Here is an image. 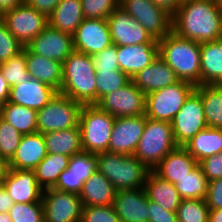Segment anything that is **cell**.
I'll return each instance as SVG.
<instances>
[{
	"instance_id": "cell-1",
	"label": "cell",
	"mask_w": 222,
	"mask_h": 222,
	"mask_svg": "<svg viewBox=\"0 0 222 222\" xmlns=\"http://www.w3.org/2000/svg\"><path fill=\"white\" fill-rule=\"evenodd\" d=\"M172 31L198 43L222 39V9L217 0H184L172 15Z\"/></svg>"
},
{
	"instance_id": "cell-2",
	"label": "cell",
	"mask_w": 222,
	"mask_h": 222,
	"mask_svg": "<svg viewBox=\"0 0 222 222\" xmlns=\"http://www.w3.org/2000/svg\"><path fill=\"white\" fill-rule=\"evenodd\" d=\"M158 56L176 73L180 81L201 85L200 43L171 31L158 40Z\"/></svg>"
},
{
	"instance_id": "cell-3",
	"label": "cell",
	"mask_w": 222,
	"mask_h": 222,
	"mask_svg": "<svg viewBox=\"0 0 222 222\" xmlns=\"http://www.w3.org/2000/svg\"><path fill=\"white\" fill-rule=\"evenodd\" d=\"M59 93L82 105L97 103V74L90 55L74 50L62 63Z\"/></svg>"
},
{
	"instance_id": "cell-4",
	"label": "cell",
	"mask_w": 222,
	"mask_h": 222,
	"mask_svg": "<svg viewBox=\"0 0 222 222\" xmlns=\"http://www.w3.org/2000/svg\"><path fill=\"white\" fill-rule=\"evenodd\" d=\"M97 171L102 173L118 190L139 189L145 186L150 171L134 155L111 152L98 153Z\"/></svg>"
},
{
	"instance_id": "cell-5",
	"label": "cell",
	"mask_w": 222,
	"mask_h": 222,
	"mask_svg": "<svg viewBox=\"0 0 222 222\" xmlns=\"http://www.w3.org/2000/svg\"><path fill=\"white\" fill-rule=\"evenodd\" d=\"M177 147L171 123L146 117L143 134L134 156L149 170H153L168 153Z\"/></svg>"
},
{
	"instance_id": "cell-6",
	"label": "cell",
	"mask_w": 222,
	"mask_h": 222,
	"mask_svg": "<svg viewBox=\"0 0 222 222\" xmlns=\"http://www.w3.org/2000/svg\"><path fill=\"white\" fill-rule=\"evenodd\" d=\"M115 117L101 110L96 104L82 105L79 115L81 145L85 152H108Z\"/></svg>"
},
{
	"instance_id": "cell-7",
	"label": "cell",
	"mask_w": 222,
	"mask_h": 222,
	"mask_svg": "<svg viewBox=\"0 0 222 222\" xmlns=\"http://www.w3.org/2000/svg\"><path fill=\"white\" fill-rule=\"evenodd\" d=\"M194 89L193 84L178 81L145 95V116L152 120L171 123Z\"/></svg>"
},
{
	"instance_id": "cell-8",
	"label": "cell",
	"mask_w": 222,
	"mask_h": 222,
	"mask_svg": "<svg viewBox=\"0 0 222 222\" xmlns=\"http://www.w3.org/2000/svg\"><path fill=\"white\" fill-rule=\"evenodd\" d=\"M82 104L60 93L37 111V132L42 134L77 127Z\"/></svg>"
},
{
	"instance_id": "cell-9",
	"label": "cell",
	"mask_w": 222,
	"mask_h": 222,
	"mask_svg": "<svg viewBox=\"0 0 222 222\" xmlns=\"http://www.w3.org/2000/svg\"><path fill=\"white\" fill-rule=\"evenodd\" d=\"M174 140L177 146L186 145L195 135L207 126L200 93L194 89L183 107L171 121Z\"/></svg>"
},
{
	"instance_id": "cell-10",
	"label": "cell",
	"mask_w": 222,
	"mask_h": 222,
	"mask_svg": "<svg viewBox=\"0 0 222 222\" xmlns=\"http://www.w3.org/2000/svg\"><path fill=\"white\" fill-rule=\"evenodd\" d=\"M120 7L156 40L172 31V15L151 0H120Z\"/></svg>"
},
{
	"instance_id": "cell-11",
	"label": "cell",
	"mask_w": 222,
	"mask_h": 222,
	"mask_svg": "<svg viewBox=\"0 0 222 222\" xmlns=\"http://www.w3.org/2000/svg\"><path fill=\"white\" fill-rule=\"evenodd\" d=\"M8 30L26 46L48 25V17L29 6L25 1L1 15Z\"/></svg>"
},
{
	"instance_id": "cell-12",
	"label": "cell",
	"mask_w": 222,
	"mask_h": 222,
	"mask_svg": "<svg viewBox=\"0 0 222 222\" xmlns=\"http://www.w3.org/2000/svg\"><path fill=\"white\" fill-rule=\"evenodd\" d=\"M44 222H80L82 201L80 196L54 188L42 192Z\"/></svg>"
},
{
	"instance_id": "cell-13",
	"label": "cell",
	"mask_w": 222,
	"mask_h": 222,
	"mask_svg": "<svg viewBox=\"0 0 222 222\" xmlns=\"http://www.w3.org/2000/svg\"><path fill=\"white\" fill-rule=\"evenodd\" d=\"M96 105L115 118L145 115V94L130 80L123 87L103 96Z\"/></svg>"
},
{
	"instance_id": "cell-14",
	"label": "cell",
	"mask_w": 222,
	"mask_h": 222,
	"mask_svg": "<svg viewBox=\"0 0 222 222\" xmlns=\"http://www.w3.org/2000/svg\"><path fill=\"white\" fill-rule=\"evenodd\" d=\"M112 44L116 46L158 42L145 28L120 6L107 18Z\"/></svg>"
},
{
	"instance_id": "cell-15",
	"label": "cell",
	"mask_w": 222,
	"mask_h": 222,
	"mask_svg": "<svg viewBox=\"0 0 222 222\" xmlns=\"http://www.w3.org/2000/svg\"><path fill=\"white\" fill-rule=\"evenodd\" d=\"M146 123L145 115L116 117L109 141L108 152L134 155Z\"/></svg>"
},
{
	"instance_id": "cell-16",
	"label": "cell",
	"mask_w": 222,
	"mask_h": 222,
	"mask_svg": "<svg viewBox=\"0 0 222 222\" xmlns=\"http://www.w3.org/2000/svg\"><path fill=\"white\" fill-rule=\"evenodd\" d=\"M98 159L96 154L82 151L70 157L69 165L58 178L56 190L80 194L83 184L97 172Z\"/></svg>"
},
{
	"instance_id": "cell-17",
	"label": "cell",
	"mask_w": 222,
	"mask_h": 222,
	"mask_svg": "<svg viewBox=\"0 0 222 222\" xmlns=\"http://www.w3.org/2000/svg\"><path fill=\"white\" fill-rule=\"evenodd\" d=\"M112 45L110 28L106 19H86L73 35L74 50L93 55Z\"/></svg>"
},
{
	"instance_id": "cell-18",
	"label": "cell",
	"mask_w": 222,
	"mask_h": 222,
	"mask_svg": "<svg viewBox=\"0 0 222 222\" xmlns=\"http://www.w3.org/2000/svg\"><path fill=\"white\" fill-rule=\"evenodd\" d=\"M26 47L34 54L63 63L74 51L73 36L48 24Z\"/></svg>"
},
{
	"instance_id": "cell-19",
	"label": "cell",
	"mask_w": 222,
	"mask_h": 222,
	"mask_svg": "<svg viewBox=\"0 0 222 222\" xmlns=\"http://www.w3.org/2000/svg\"><path fill=\"white\" fill-rule=\"evenodd\" d=\"M2 186L14 203L41 202L43 189L38 185L34 170L9 168Z\"/></svg>"
},
{
	"instance_id": "cell-20",
	"label": "cell",
	"mask_w": 222,
	"mask_h": 222,
	"mask_svg": "<svg viewBox=\"0 0 222 222\" xmlns=\"http://www.w3.org/2000/svg\"><path fill=\"white\" fill-rule=\"evenodd\" d=\"M113 207L120 222H148V195L145 187L118 190Z\"/></svg>"
},
{
	"instance_id": "cell-21",
	"label": "cell",
	"mask_w": 222,
	"mask_h": 222,
	"mask_svg": "<svg viewBox=\"0 0 222 222\" xmlns=\"http://www.w3.org/2000/svg\"><path fill=\"white\" fill-rule=\"evenodd\" d=\"M57 93L54 88L37 79L30 78L10 88L8 102L39 111L53 99Z\"/></svg>"
},
{
	"instance_id": "cell-22",
	"label": "cell",
	"mask_w": 222,
	"mask_h": 222,
	"mask_svg": "<svg viewBox=\"0 0 222 222\" xmlns=\"http://www.w3.org/2000/svg\"><path fill=\"white\" fill-rule=\"evenodd\" d=\"M120 70L132 79L158 57V42L117 46Z\"/></svg>"
},
{
	"instance_id": "cell-23",
	"label": "cell",
	"mask_w": 222,
	"mask_h": 222,
	"mask_svg": "<svg viewBox=\"0 0 222 222\" xmlns=\"http://www.w3.org/2000/svg\"><path fill=\"white\" fill-rule=\"evenodd\" d=\"M46 155L47 148L42 133L34 132L23 135L14 156L8 162V167L34 170Z\"/></svg>"
},
{
	"instance_id": "cell-24",
	"label": "cell",
	"mask_w": 222,
	"mask_h": 222,
	"mask_svg": "<svg viewBox=\"0 0 222 222\" xmlns=\"http://www.w3.org/2000/svg\"><path fill=\"white\" fill-rule=\"evenodd\" d=\"M197 166L198 161L183 146H178L168 153L152 171L175 185Z\"/></svg>"
},
{
	"instance_id": "cell-25",
	"label": "cell",
	"mask_w": 222,
	"mask_h": 222,
	"mask_svg": "<svg viewBox=\"0 0 222 222\" xmlns=\"http://www.w3.org/2000/svg\"><path fill=\"white\" fill-rule=\"evenodd\" d=\"M131 80L145 95L180 81L176 73L159 56Z\"/></svg>"
},
{
	"instance_id": "cell-26",
	"label": "cell",
	"mask_w": 222,
	"mask_h": 222,
	"mask_svg": "<svg viewBox=\"0 0 222 222\" xmlns=\"http://www.w3.org/2000/svg\"><path fill=\"white\" fill-rule=\"evenodd\" d=\"M25 59L30 77L54 88L59 93L62 85V63L34 54L26 46Z\"/></svg>"
},
{
	"instance_id": "cell-27",
	"label": "cell",
	"mask_w": 222,
	"mask_h": 222,
	"mask_svg": "<svg viewBox=\"0 0 222 222\" xmlns=\"http://www.w3.org/2000/svg\"><path fill=\"white\" fill-rule=\"evenodd\" d=\"M116 192L113 184L97 171L84 182L79 196L83 206H106L113 205Z\"/></svg>"
},
{
	"instance_id": "cell-28",
	"label": "cell",
	"mask_w": 222,
	"mask_h": 222,
	"mask_svg": "<svg viewBox=\"0 0 222 222\" xmlns=\"http://www.w3.org/2000/svg\"><path fill=\"white\" fill-rule=\"evenodd\" d=\"M84 18L81 0H61L48 16V24L73 36Z\"/></svg>"
},
{
	"instance_id": "cell-29",
	"label": "cell",
	"mask_w": 222,
	"mask_h": 222,
	"mask_svg": "<svg viewBox=\"0 0 222 222\" xmlns=\"http://www.w3.org/2000/svg\"><path fill=\"white\" fill-rule=\"evenodd\" d=\"M201 85L222 84V39L200 43Z\"/></svg>"
},
{
	"instance_id": "cell-30",
	"label": "cell",
	"mask_w": 222,
	"mask_h": 222,
	"mask_svg": "<svg viewBox=\"0 0 222 222\" xmlns=\"http://www.w3.org/2000/svg\"><path fill=\"white\" fill-rule=\"evenodd\" d=\"M145 190L149 200L158 203L170 212H177L182 198L174 184L160 178L150 170L145 179Z\"/></svg>"
},
{
	"instance_id": "cell-31",
	"label": "cell",
	"mask_w": 222,
	"mask_h": 222,
	"mask_svg": "<svg viewBox=\"0 0 222 222\" xmlns=\"http://www.w3.org/2000/svg\"><path fill=\"white\" fill-rule=\"evenodd\" d=\"M47 153L73 156L83 151L79 125L66 130L46 132L43 134Z\"/></svg>"
},
{
	"instance_id": "cell-32",
	"label": "cell",
	"mask_w": 222,
	"mask_h": 222,
	"mask_svg": "<svg viewBox=\"0 0 222 222\" xmlns=\"http://www.w3.org/2000/svg\"><path fill=\"white\" fill-rule=\"evenodd\" d=\"M198 162L222 152L221 129L206 127L183 146Z\"/></svg>"
},
{
	"instance_id": "cell-33",
	"label": "cell",
	"mask_w": 222,
	"mask_h": 222,
	"mask_svg": "<svg viewBox=\"0 0 222 222\" xmlns=\"http://www.w3.org/2000/svg\"><path fill=\"white\" fill-rule=\"evenodd\" d=\"M0 117L22 135L37 132V111L33 109L7 101L0 106Z\"/></svg>"
},
{
	"instance_id": "cell-34",
	"label": "cell",
	"mask_w": 222,
	"mask_h": 222,
	"mask_svg": "<svg viewBox=\"0 0 222 222\" xmlns=\"http://www.w3.org/2000/svg\"><path fill=\"white\" fill-rule=\"evenodd\" d=\"M195 89L201 95L207 126L222 128V84L200 85Z\"/></svg>"
},
{
	"instance_id": "cell-35",
	"label": "cell",
	"mask_w": 222,
	"mask_h": 222,
	"mask_svg": "<svg viewBox=\"0 0 222 222\" xmlns=\"http://www.w3.org/2000/svg\"><path fill=\"white\" fill-rule=\"evenodd\" d=\"M70 156L47 153L46 157L34 169L38 185L43 189L53 188L59 175L67 169Z\"/></svg>"
},
{
	"instance_id": "cell-36",
	"label": "cell",
	"mask_w": 222,
	"mask_h": 222,
	"mask_svg": "<svg viewBox=\"0 0 222 222\" xmlns=\"http://www.w3.org/2000/svg\"><path fill=\"white\" fill-rule=\"evenodd\" d=\"M209 181L198 165L175 184L182 199H206Z\"/></svg>"
},
{
	"instance_id": "cell-37",
	"label": "cell",
	"mask_w": 222,
	"mask_h": 222,
	"mask_svg": "<svg viewBox=\"0 0 222 222\" xmlns=\"http://www.w3.org/2000/svg\"><path fill=\"white\" fill-rule=\"evenodd\" d=\"M210 208L205 199H182L177 209L178 222H209Z\"/></svg>"
},
{
	"instance_id": "cell-38",
	"label": "cell",
	"mask_w": 222,
	"mask_h": 222,
	"mask_svg": "<svg viewBox=\"0 0 222 222\" xmlns=\"http://www.w3.org/2000/svg\"><path fill=\"white\" fill-rule=\"evenodd\" d=\"M0 71L10 88L21 84L23 80H29L31 77L26 69L25 46L21 53L1 63Z\"/></svg>"
},
{
	"instance_id": "cell-39",
	"label": "cell",
	"mask_w": 222,
	"mask_h": 222,
	"mask_svg": "<svg viewBox=\"0 0 222 222\" xmlns=\"http://www.w3.org/2000/svg\"><path fill=\"white\" fill-rule=\"evenodd\" d=\"M97 102L106 94L126 85L131 79L120 69L115 71H96Z\"/></svg>"
},
{
	"instance_id": "cell-40",
	"label": "cell",
	"mask_w": 222,
	"mask_h": 222,
	"mask_svg": "<svg viewBox=\"0 0 222 222\" xmlns=\"http://www.w3.org/2000/svg\"><path fill=\"white\" fill-rule=\"evenodd\" d=\"M22 134L0 117V158L9 162L20 144Z\"/></svg>"
},
{
	"instance_id": "cell-41",
	"label": "cell",
	"mask_w": 222,
	"mask_h": 222,
	"mask_svg": "<svg viewBox=\"0 0 222 222\" xmlns=\"http://www.w3.org/2000/svg\"><path fill=\"white\" fill-rule=\"evenodd\" d=\"M9 214L12 222H44L42 202L14 203Z\"/></svg>"
},
{
	"instance_id": "cell-42",
	"label": "cell",
	"mask_w": 222,
	"mask_h": 222,
	"mask_svg": "<svg viewBox=\"0 0 222 222\" xmlns=\"http://www.w3.org/2000/svg\"><path fill=\"white\" fill-rule=\"evenodd\" d=\"M86 19H106L120 6V0H81Z\"/></svg>"
},
{
	"instance_id": "cell-43",
	"label": "cell",
	"mask_w": 222,
	"mask_h": 222,
	"mask_svg": "<svg viewBox=\"0 0 222 222\" xmlns=\"http://www.w3.org/2000/svg\"><path fill=\"white\" fill-rule=\"evenodd\" d=\"M24 45L8 30L0 19V64L23 51Z\"/></svg>"
},
{
	"instance_id": "cell-44",
	"label": "cell",
	"mask_w": 222,
	"mask_h": 222,
	"mask_svg": "<svg viewBox=\"0 0 222 222\" xmlns=\"http://www.w3.org/2000/svg\"><path fill=\"white\" fill-rule=\"evenodd\" d=\"M80 222H120L113 205L83 206Z\"/></svg>"
},
{
	"instance_id": "cell-45",
	"label": "cell",
	"mask_w": 222,
	"mask_h": 222,
	"mask_svg": "<svg viewBox=\"0 0 222 222\" xmlns=\"http://www.w3.org/2000/svg\"><path fill=\"white\" fill-rule=\"evenodd\" d=\"M95 71H115L120 69L117 46L111 45L96 54L91 55Z\"/></svg>"
},
{
	"instance_id": "cell-46",
	"label": "cell",
	"mask_w": 222,
	"mask_h": 222,
	"mask_svg": "<svg viewBox=\"0 0 222 222\" xmlns=\"http://www.w3.org/2000/svg\"><path fill=\"white\" fill-rule=\"evenodd\" d=\"M198 165L208 181L222 178V152L204 158Z\"/></svg>"
},
{
	"instance_id": "cell-47",
	"label": "cell",
	"mask_w": 222,
	"mask_h": 222,
	"mask_svg": "<svg viewBox=\"0 0 222 222\" xmlns=\"http://www.w3.org/2000/svg\"><path fill=\"white\" fill-rule=\"evenodd\" d=\"M148 210V222H178L176 212L167 211L158 203L149 200V198Z\"/></svg>"
},
{
	"instance_id": "cell-48",
	"label": "cell",
	"mask_w": 222,
	"mask_h": 222,
	"mask_svg": "<svg viewBox=\"0 0 222 222\" xmlns=\"http://www.w3.org/2000/svg\"><path fill=\"white\" fill-rule=\"evenodd\" d=\"M205 200L210 209L222 208V178L209 181Z\"/></svg>"
},
{
	"instance_id": "cell-49",
	"label": "cell",
	"mask_w": 222,
	"mask_h": 222,
	"mask_svg": "<svg viewBox=\"0 0 222 222\" xmlns=\"http://www.w3.org/2000/svg\"><path fill=\"white\" fill-rule=\"evenodd\" d=\"M29 6L47 17L52 13L61 0H24Z\"/></svg>"
},
{
	"instance_id": "cell-50",
	"label": "cell",
	"mask_w": 222,
	"mask_h": 222,
	"mask_svg": "<svg viewBox=\"0 0 222 222\" xmlns=\"http://www.w3.org/2000/svg\"><path fill=\"white\" fill-rule=\"evenodd\" d=\"M157 6L165 9L168 13L173 15L184 0H151Z\"/></svg>"
},
{
	"instance_id": "cell-51",
	"label": "cell",
	"mask_w": 222,
	"mask_h": 222,
	"mask_svg": "<svg viewBox=\"0 0 222 222\" xmlns=\"http://www.w3.org/2000/svg\"><path fill=\"white\" fill-rule=\"evenodd\" d=\"M13 205V199L9 196L6 189L0 185V213L9 212Z\"/></svg>"
},
{
	"instance_id": "cell-52",
	"label": "cell",
	"mask_w": 222,
	"mask_h": 222,
	"mask_svg": "<svg viewBox=\"0 0 222 222\" xmlns=\"http://www.w3.org/2000/svg\"><path fill=\"white\" fill-rule=\"evenodd\" d=\"M10 87L7 84V81L3 78V75L0 71V106L5 104L9 98Z\"/></svg>"
},
{
	"instance_id": "cell-53",
	"label": "cell",
	"mask_w": 222,
	"mask_h": 222,
	"mask_svg": "<svg viewBox=\"0 0 222 222\" xmlns=\"http://www.w3.org/2000/svg\"><path fill=\"white\" fill-rule=\"evenodd\" d=\"M23 2L24 0H0V14L2 15L6 11L14 9Z\"/></svg>"
},
{
	"instance_id": "cell-54",
	"label": "cell",
	"mask_w": 222,
	"mask_h": 222,
	"mask_svg": "<svg viewBox=\"0 0 222 222\" xmlns=\"http://www.w3.org/2000/svg\"><path fill=\"white\" fill-rule=\"evenodd\" d=\"M209 222H222V208L210 209Z\"/></svg>"
},
{
	"instance_id": "cell-55",
	"label": "cell",
	"mask_w": 222,
	"mask_h": 222,
	"mask_svg": "<svg viewBox=\"0 0 222 222\" xmlns=\"http://www.w3.org/2000/svg\"><path fill=\"white\" fill-rule=\"evenodd\" d=\"M8 162L2 158H0V185H2L4 177L8 171Z\"/></svg>"
},
{
	"instance_id": "cell-56",
	"label": "cell",
	"mask_w": 222,
	"mask_h": 222,
	"mask_svg": "<svg viewBox=\"0 0 222 222\" xmlns=\"http://www.w3.org/2000/svg\"><path fill=\"white\" fill-rule=\"evenodd\" d=\"M0 222H12L9 212L0 213Z\"/></svg>"
},
{
	"instance_id": "cell-57",
	"label": "cell",
	"mask_w": 222,
	"mask_h": 222,
	"mask_svg": "<svg viewBox=\"0 0 222 222\" xmlns=\"http://www.w3.org/2000/svg\"><path fill=\"white\" fill-rule=\"evenodd\" d=\"M218 4L220 5L221 9H222V0H217Z\"/></svg>"
}]
</instances>
